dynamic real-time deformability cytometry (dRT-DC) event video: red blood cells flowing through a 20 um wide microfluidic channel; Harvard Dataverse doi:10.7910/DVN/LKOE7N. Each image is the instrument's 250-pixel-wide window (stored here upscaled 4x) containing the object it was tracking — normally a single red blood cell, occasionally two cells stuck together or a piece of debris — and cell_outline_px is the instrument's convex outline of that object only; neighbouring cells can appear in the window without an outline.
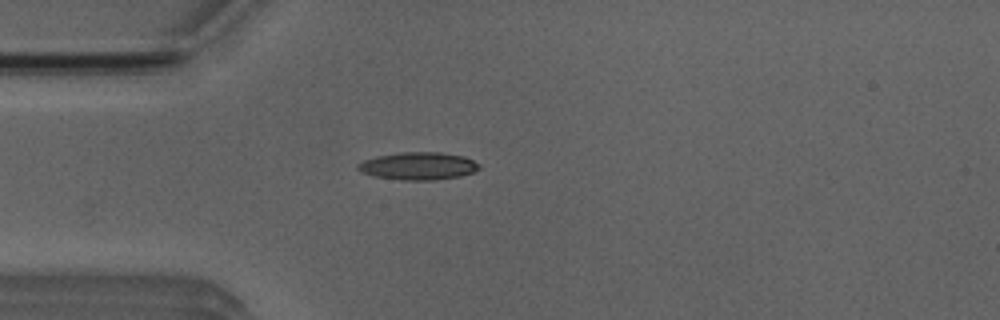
{"species": "Egyptian fruit bat (a non-hibernating species)", "species_latin": "Rousettus aegyptiacus", "temperature_condition": "room temperature", "stored_images_in_passage": 13, "camera_frame_rate_fps": 3000, "um_per_image_px": 0.085, "animal": {"sex": "male"}, "frame": {"image": 1, "passage_image": 6, "time_ms": 1.667, "image_size_px": [1000, 320], "cell_outline_px": [[480, 168], [472, 172], [460, 176], [436, 180], [404, 180], [372, 176], [360, 172], [356, 168], [356, 164], [364, 160], [376, 156], [404, 152], [440, 152], [464, 156], [480, 164]], "centroid_in_image_um": [35.52, 14.11], "position_along_channel_um": 49.5, "area_um2": 19.59}}